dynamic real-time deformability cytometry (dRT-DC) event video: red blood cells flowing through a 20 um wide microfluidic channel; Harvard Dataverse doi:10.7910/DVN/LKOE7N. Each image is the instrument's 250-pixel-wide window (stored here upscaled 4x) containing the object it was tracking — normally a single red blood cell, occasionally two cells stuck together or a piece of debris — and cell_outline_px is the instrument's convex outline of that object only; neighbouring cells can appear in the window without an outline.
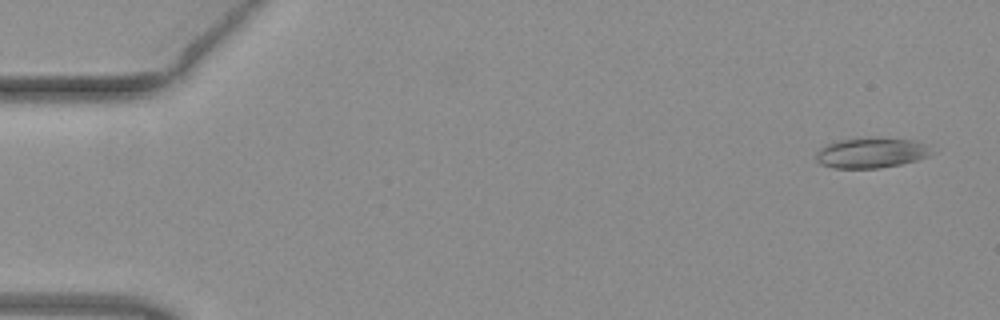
{"species": "common noctule bat (a hibernating species)", "species_latin": "Nyctalus noctula", "temperature_condition": "warm", "stored_images_in_passage": 17, "camera_frame_rate_fps": 3000, "um_per_image_px": 0.085, "animal": {"sex": "female", "body_mass_g": 19.3, "forearm_length_mm": 54.1}, "frame": {"image": 1, "passage_image": 3, "time_ms": 0.667, "image_size_px": [1000, 320], "cell_outline_px": [[936, 152], [928, 156], [916, 160], [900, 164], [880, 168], [832, 168], [820, 164], [816, 160], [816, 152], [820, 148], [828, 144], [840, 140], [868, 136], [880, 136], [916, 140], [924, 144]], "centroid_in_image_um": [74.08, 12.96], "position_along_channel_um": 10.9, "area_um2": 20.92}}
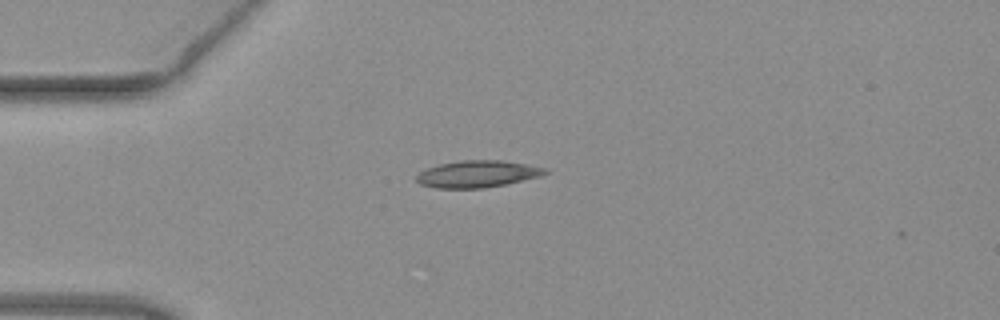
{"frame": {"image": 2, "passage_image": 14, "time_ms": 4.333, "image_size_px": [1000, 320], "cell_outline_px": [[552, 172], [540, 176], [504, 184], [484, 188], [436, 188], [420, 184], [416, 180], [416, 176], [420, 172], [428, 168], [440, 164], [460, 160], [504, 160], [528, 164], [548, 168]], "centroid_in_image_um": [40.63, 14.78], "position_along_channel_um": 44.4, "area_um2": 20.23}}